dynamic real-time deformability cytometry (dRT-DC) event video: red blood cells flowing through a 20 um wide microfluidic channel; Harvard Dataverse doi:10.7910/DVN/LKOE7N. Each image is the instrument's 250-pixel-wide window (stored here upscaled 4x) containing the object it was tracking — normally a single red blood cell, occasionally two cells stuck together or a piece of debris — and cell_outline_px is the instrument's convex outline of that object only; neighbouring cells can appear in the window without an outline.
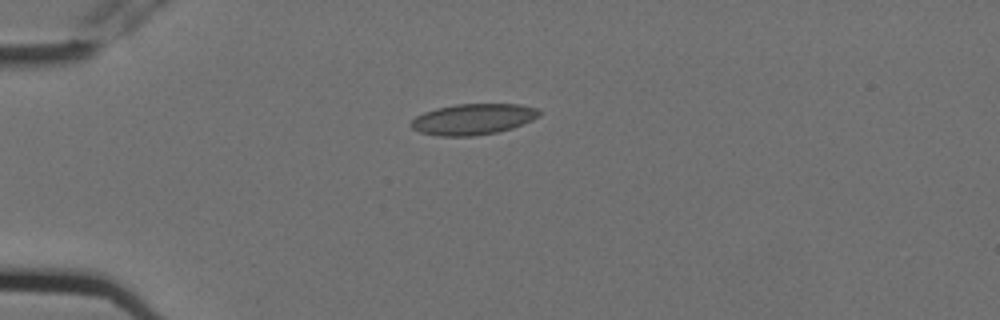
{"species": "Egyptian fruit bat (a non-hibernating species)", "species_latin": "Rousettus aegyptiacus", "temperature_condition": "cold", "stored_images_in_passage": 2, "camera_frame_rate_fps": 3000, "um_per_image_px": 0.085, "animal": {"sex": "female"}, "frame": {"image": 1, "passage_image": 1, "time_ms": 0.0, "image_size_px": [1000, 320], "cell_outline_px": [[540, 116], [532, 120], [512, 128], [496, 132], [472, 136], [440, 136], [420, 132], [412, 128], [408, 124], [416, 116], [424, 112], [436, 108], [456, 104], [520, 104], [536, 108], [540, 112]], "centroid_in_image_um": [40.19, 10.13], "position_along_channel_um": 44.8, "area_um2": 23.06}}